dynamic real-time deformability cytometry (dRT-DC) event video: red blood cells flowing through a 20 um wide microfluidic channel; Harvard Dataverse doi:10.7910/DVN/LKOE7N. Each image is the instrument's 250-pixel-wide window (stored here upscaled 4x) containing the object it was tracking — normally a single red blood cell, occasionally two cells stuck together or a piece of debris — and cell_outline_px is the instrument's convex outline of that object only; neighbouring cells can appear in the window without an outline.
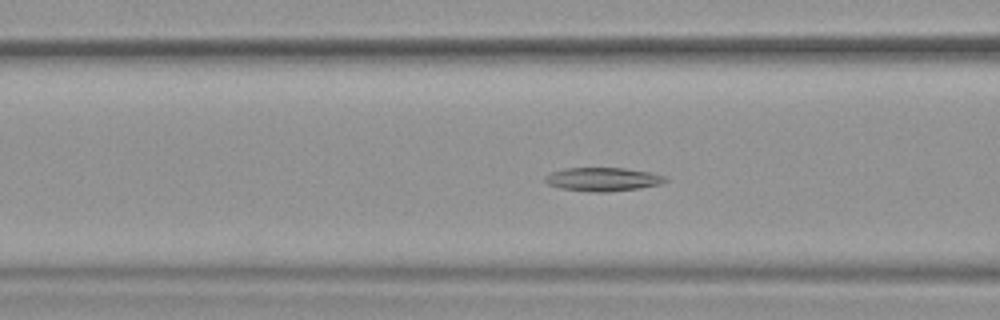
{"species": "common noctule bat (a hibernating species)", "species_latin": "Nyctalus noctula", "temperature_condition": "warm", "stored_images_in_passage": 53, "camera_frame_rate_fps": 3000, "um_per_image_px": 0.085, "animal": {"sex": "female", "body_mass_g": 19.9}, "frame": {"image": 1, "passage_image": 21, "time_ms": 6.667, "image_size_px": [1000, 320], "cell_outline_px": [[668, 180], [660, 184], [640, 188], [608, 192], [592, 192], [560, 188], [548, 184], [544, 180], [544, 176], [552, 172], [564, 168], [624, 168], [648, 172], [664, 176]], "centroid_in_image_um": [51.21, 15.24], "position_along_channel_um": 115.4, "area_um2": 16.47}}
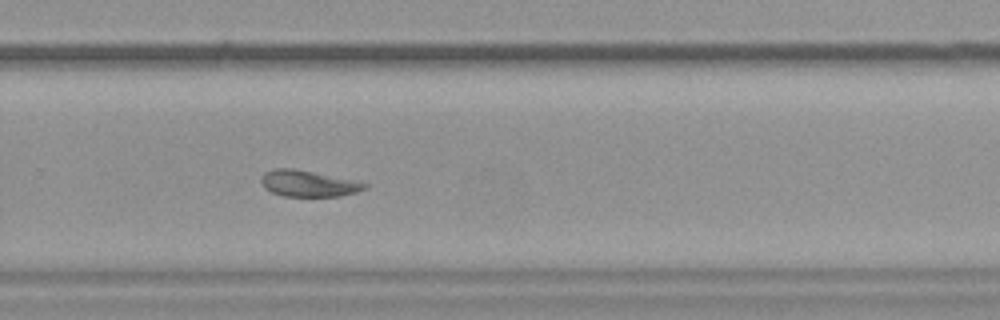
{"frame": {"image": 2, "passage_image": 36, "time_ms": 11.667, "image_size_px": [1000, 320], "cell_outline_px": [[368, 188], [356, 192], [340, 196], [284, 196], [272, 192], [264, 188], [260, 180], [260, 176], [264, 172], [272, 168], [292, 168], [352, 180], [368, 184]], "centroid_in_image_um": [26.15, 15.6], "position_along_channel_um": 303.7, "area_um2": 15.72}}
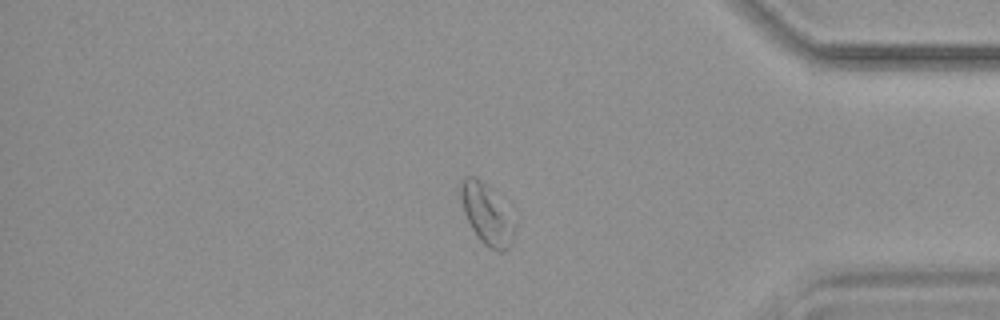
{"frame": {"image": 3, "passage_image": 45, "time_ms": 14.667, "image_size_px": [1000, 320], "cell_outline_px": [[516, 228], [512, 244], [504, 252], [500, 252], [488, 248], [480, 240], [472, 228], [464, 212], [460, 196], [460, 180], [464, 176], [476, 176], [488, 184], [516, 224]], "centroid_in_image_um": [41.37, 18.21], "position_along_channel_um": 393.8, "area_um2": 19.07}, "authors_computed_cell_mechanics": {"area_um2": 18.9006, "velocity_mm_per_s": 3.7697, "shape_relaxation_time_tau1_ms": null, "shape_relaxation_time_tau2_ms": 6.4551, "deformation_change_tau1": null, "deformation_change_tau2": 0.1273}}